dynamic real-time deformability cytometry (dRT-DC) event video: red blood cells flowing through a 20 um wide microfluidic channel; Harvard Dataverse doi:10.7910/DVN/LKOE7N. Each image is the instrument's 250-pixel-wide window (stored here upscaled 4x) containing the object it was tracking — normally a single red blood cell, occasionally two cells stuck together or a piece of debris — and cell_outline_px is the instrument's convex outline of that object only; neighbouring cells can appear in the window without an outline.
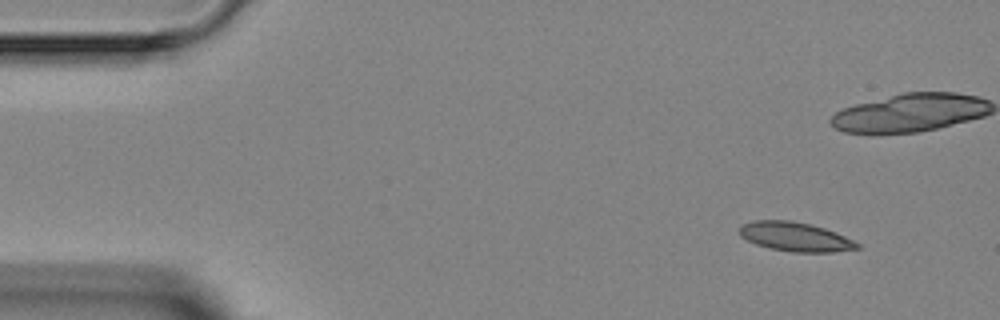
{"species": "Egyptian fruit bat (a non-hibernating species)", "species_latin": "Rousettus aegyptiacus", "temperature_condition": "room temperature", "stored_images_in_passage": 8, "camera_frame_rate_fps": 3000, "um_per_image_px": 0.085, "animal": {"sex": "female"}, "frame": {"image": 1, "passage_image": 1, "time_ms": 0.0, "image_size_px": [1000, 320], "cell_outline_px": [[860, 248], [836, 252], [792, 252], [768, 248], [756, 244], [740, 236], [740, 224], [752, 220], [792, 220], [812, 224], [836, 232], [860, 244]], "centroid_in_image_um": [67.59, 20.12], "position_along_channel_um": 17.4, "area_um2": 20.17}}